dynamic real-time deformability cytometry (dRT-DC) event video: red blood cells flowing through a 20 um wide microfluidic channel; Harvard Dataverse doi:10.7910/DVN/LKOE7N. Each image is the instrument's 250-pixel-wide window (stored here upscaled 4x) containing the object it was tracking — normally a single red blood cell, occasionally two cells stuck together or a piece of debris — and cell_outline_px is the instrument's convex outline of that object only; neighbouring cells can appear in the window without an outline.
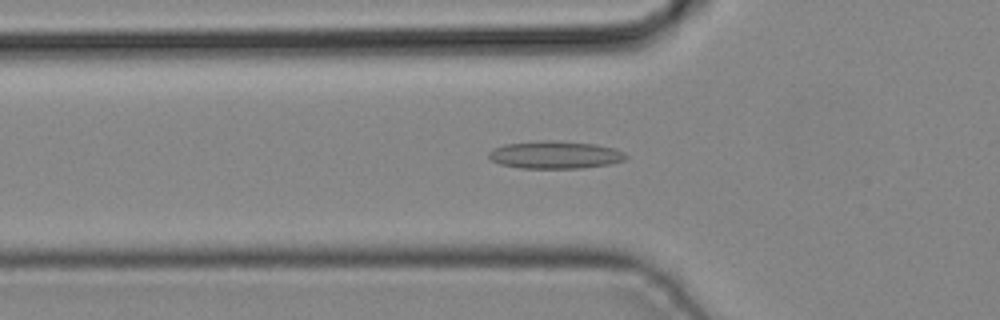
{"species": "common noctule bat (a hibernating species)", "species_latin": "Nyctalus noctula", "temperature_condition": "cold", "stored_images_in_passage": 41, "camera_frame_rate_fps": 3000, "um_per_image_px": 0.085, "animal": {"sex": "male", "body_mass_g": 19.2, "forearm_length_mm": 51.8}, "frame": {"image": 1, "passage_image": 11, "time_ms": 3.333, "image_size_px": [1000, 320], "cell_outline_px": [[628, 156], [624, 160], [608, 164], [580, 168], [520, 168], [500, 164], [492, 160], [488, 156], [488, 152], [492, 148], [504, 144], [544, 140], [552, 140], [596, 144], [616, 148], [624, 152]], "centroid_in_image_um": [47.17, 13.15], "position_along_channel_um": 78.6, "area_um2": 22.14}}
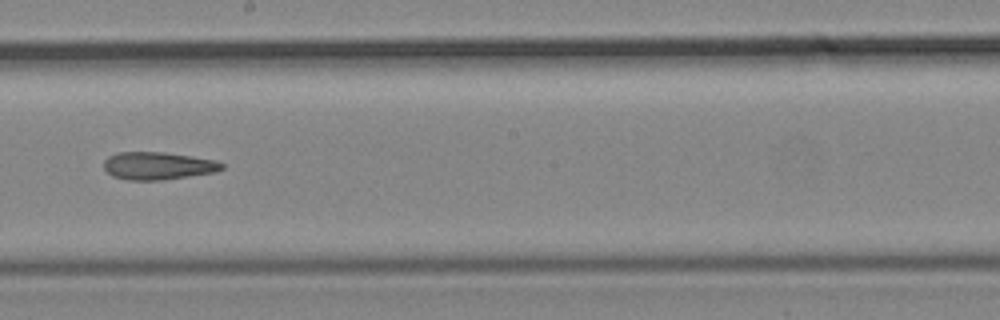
{"frame": {"image": 2, "passage_image": 21, "time_ms": 6.667, "image_size_px": [1000, 320], "cell_outline_px": [[224, 168], [216, 172], [164, 180], [128, 180], [112, 176], [104, 168], [104, 160], [108, 156], [116, 152], [164, 152], [192, 156], [216, 160], [224, 164]], "centroid_in_image_um": [13.43, 14.09], "position_along_channel_um": 234.8, "area_um2": 19.19}}
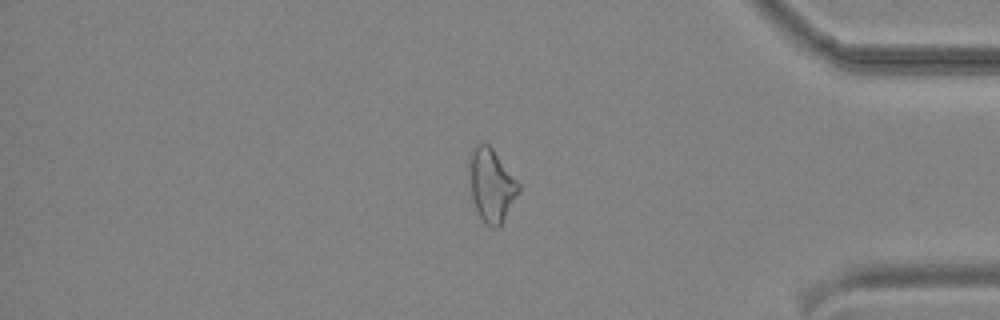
{"frame": {"image": 3, "passage_image": 33, "time_ms": 10.667, "image_size_px": [1000, 320], "cell_outline_px": [[520, 192], [500, 224], [496, 228], [484, 224], [472, 200], [468, 164], [472, 148], [476, 144], [488, 144], [492, 148], [520, 184]], "centroid_in_image_um": [41.76, 15.73], "position_along_channel_um": 393.4, "area_um2": 20.81}}